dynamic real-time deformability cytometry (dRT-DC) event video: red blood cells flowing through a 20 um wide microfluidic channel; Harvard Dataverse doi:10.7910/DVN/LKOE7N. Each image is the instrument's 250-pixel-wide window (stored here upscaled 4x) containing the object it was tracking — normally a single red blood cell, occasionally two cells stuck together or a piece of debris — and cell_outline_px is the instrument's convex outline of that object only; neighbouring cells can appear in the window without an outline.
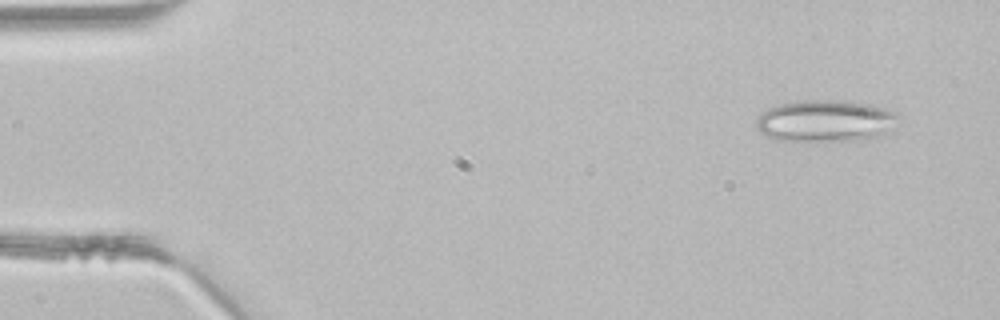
{"species": "common noctule bat (a hibernating species)", "species_latin": "Nyctalus noctula", "temperature_condition": "room temperature", "stored_images_in_passage": 3, "camera_frame_rate_fps": 3000, "um_per_image_px": 0.085, "animal": {"sex": "male", "body_mass_g": 21.5, "forearm_length_mm": 52.0}, "frame": {"image": 1, "passage_image": 1, "time_ms": 0.0, "image_size_px": [1000, 320], "cell_outline_px": [[900, 116], [884, 132], [872, 140], [776, 140], [760, 132], [756, 128], [756, 120], [768, 108], [780, 104], [804, 100], [844, 100], [868, 104], [884, 108], [896, 112]], "centroid_in_image_um": [70.15, 10.27], "position_along_channel_um": 14.9, "area_um2": 34.28}}